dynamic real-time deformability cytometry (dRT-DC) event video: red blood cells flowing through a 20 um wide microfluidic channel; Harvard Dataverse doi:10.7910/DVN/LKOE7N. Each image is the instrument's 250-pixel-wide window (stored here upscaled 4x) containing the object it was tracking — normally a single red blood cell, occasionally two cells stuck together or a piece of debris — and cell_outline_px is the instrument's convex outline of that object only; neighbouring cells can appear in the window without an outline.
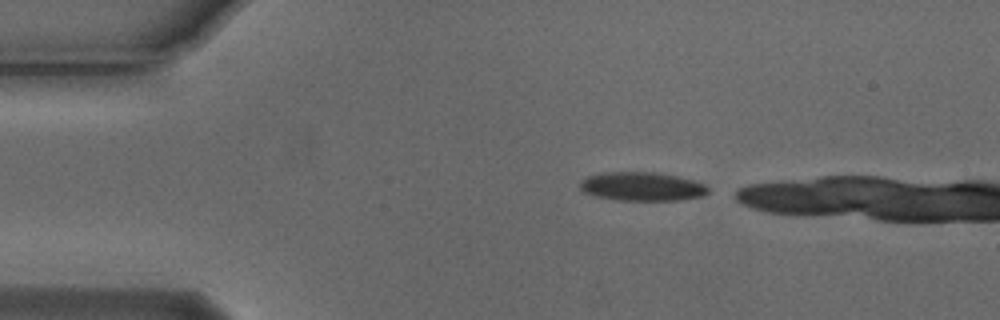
{"species": "Egyptian fruit bat (a non-hibernating species)", "species_latin": "Rousettus aegyptiacus", "temperature_condition": "cold", "stored_images_in_passage": 2, "camera_frame_rate_fps": 3000, "um_per_image_px": 0.085, "animal": {"sex": "male"}, "frame": {"image": 1, "passage_image": 1, "time_ms": 0.0, "image_size_px": [1000, 320], "cell_outline_px": [[708, 192], [704, 196], [680, 200], [616, 200], [596, 196], [584, 192], [580, 188], [580, 180], [588, 176], [604, 172], [656, 172], [676, 176], [692, 180], [704, 184], [708, 188]], "centroid_in_image_um": [54.56, 15.85], "position_along_channel_um": 30.4, "area_um2": 21.44}}